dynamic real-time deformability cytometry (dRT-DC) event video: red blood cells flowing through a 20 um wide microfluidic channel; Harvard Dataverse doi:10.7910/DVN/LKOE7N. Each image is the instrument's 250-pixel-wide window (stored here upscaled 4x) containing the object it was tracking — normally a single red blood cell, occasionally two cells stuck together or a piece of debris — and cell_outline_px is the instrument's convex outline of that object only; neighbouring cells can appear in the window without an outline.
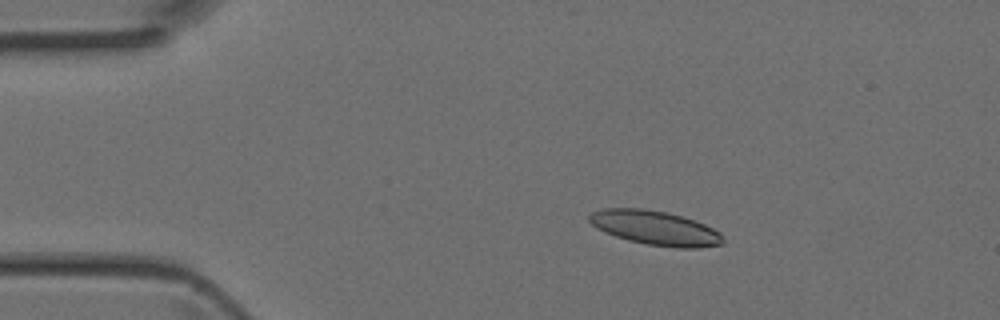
{"species": "Egyptian fruit bat (a non-hibernating species)", "species_latin": "Rousettus aegyptiacus", "temperature_condition": "room temperature", "stored_images_in_passage": 3, "camera_frame_rate_fps": 3000, "um_per_image_px": 0.085, "animal": {"sex": "female"}, "frame": {"image": 1, "passage_image": 2, "time_ms": 0.333, "image_size_px": [1000, 320], "cell_outline_px": [[724, 244], [700, 248], [676, 248], [648, 244], [628, 240], [604, 232], [596, 228], [588, 220], [588, 216], [592, 212], [604, 208], [644, 208], [668, 212], [704, 224], [720, 232], [724, 236]], "centroid_in_image_um": [55.7, 19.38], "position_along_channel_um": 29.3, "area_um2": 26.82}}